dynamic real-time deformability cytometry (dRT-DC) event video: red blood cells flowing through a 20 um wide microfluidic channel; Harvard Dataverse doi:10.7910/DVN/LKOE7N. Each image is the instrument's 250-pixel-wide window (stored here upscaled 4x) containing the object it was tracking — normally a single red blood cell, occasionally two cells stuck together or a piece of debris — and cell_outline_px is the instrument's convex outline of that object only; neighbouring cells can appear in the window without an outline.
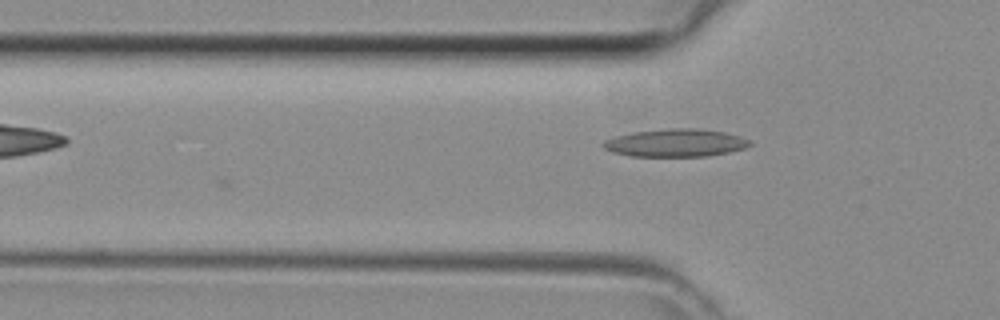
{"species": "common noctule bat (a hibernating species)", "species_latin": "Nyctalus noctula", "temperature_condition": "room temperature", "stored_images_in_passage": 4, "camera_frame_rate_fps": 3000, "um_per_image_px": 0.085, "animal": {"sex": "female", "body_mass_g": 29.2, "forearm_length_mm": 56.3}, "frame": {"image": 1, "passage_image": 4, "time_ms": 1.0, "image_size_px": [1000, 320], "cell_outline_px": [[752, 144], [744, 148], [728, 152], [708, 156], [628, 156], [612, 152], [604, 148], [600, 144], [604, 140], [616, 136], [632, 132], [668, 128], [700, 128], [724, 132], [740, 136], [752, 140]], "centroid_in_image_um": [57.42, 12.14], "position_along_channel_um": 68.4, "area_um2": 23.93}}